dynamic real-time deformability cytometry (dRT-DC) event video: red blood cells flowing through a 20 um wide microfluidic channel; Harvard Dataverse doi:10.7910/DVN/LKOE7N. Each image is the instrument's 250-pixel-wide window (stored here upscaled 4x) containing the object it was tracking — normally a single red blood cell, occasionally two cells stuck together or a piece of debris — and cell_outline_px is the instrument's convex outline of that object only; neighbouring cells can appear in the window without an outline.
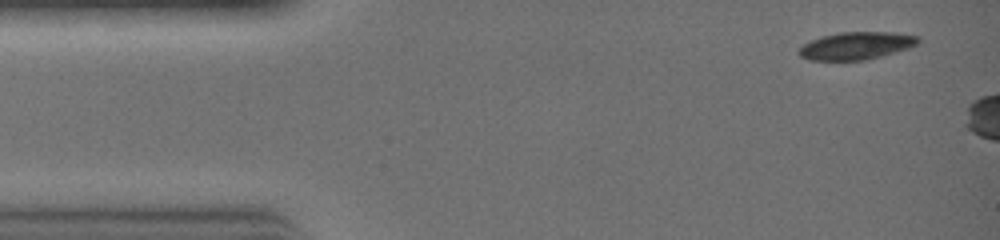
{"species": "common noctule bat (a hibernating species)", "species_latin": "Nyctalus noctula", "temperature_condition": "warm", "stored_images_in_passage": 4, "camera_frame_rate_fps": 3000, "um_per_image_px": 0.085, "animal": {"sex": "female", "body_mass_g": 19.0, "forearm_length_mm": 51.5}, "frame": {"image": 1, "passage_image": 1, "time_ms": 0.0, "image_size_px": [1000, 240], "cell_outline_px": [[920, 40], [916, 44], [908, 48], [880, 56], [864, 60], [808, 60], [800, 56], [800, 48], [804, 44], [812, 40], [824, 36], [840, 32], [892, 32], [916, 36]], "centroid_in_image_um": [72.77, 3.89], "position_along_channel_um": 12.2, "area_um2": 18.73}}